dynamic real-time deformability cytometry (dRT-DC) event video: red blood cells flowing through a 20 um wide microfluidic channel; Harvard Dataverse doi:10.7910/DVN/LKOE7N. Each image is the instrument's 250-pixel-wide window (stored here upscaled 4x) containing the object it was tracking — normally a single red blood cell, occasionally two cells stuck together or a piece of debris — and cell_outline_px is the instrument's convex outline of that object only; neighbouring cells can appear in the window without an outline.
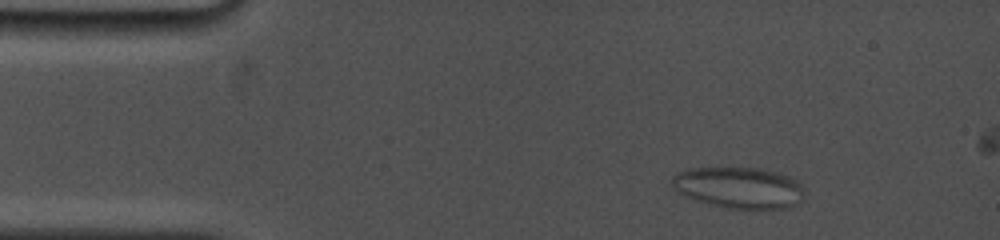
{"species": "common noctule bat (a hibernating species)", "species_latin": "Nyctalus noctula", "temperature_condition": "cold", "stored_images_in_passage": 8, "camera_frame_rate_fps": 5000, "um_per_image_px": 0.085, "animal": {"sex": "female", "body_mass_g": 19.0, "forearm_length_mm": 53.3}, "frame": {"image": 1, "passage_image": 3, "time_ms": 1.6, "image_size_px": [1000, 240], "cell_outline_px": [[804, 200], [788, 208], [724, 208], [708, 204], [696, 200], [672, 188], [672, 176], [688, 168], [760, 168], [776, 172], [788, 176], [796, 180], [804, 188]], "centroid_in_image_um": [62.84, 15.95], "position_along_channel_um": 22.2, "area_um2": 31.79}}
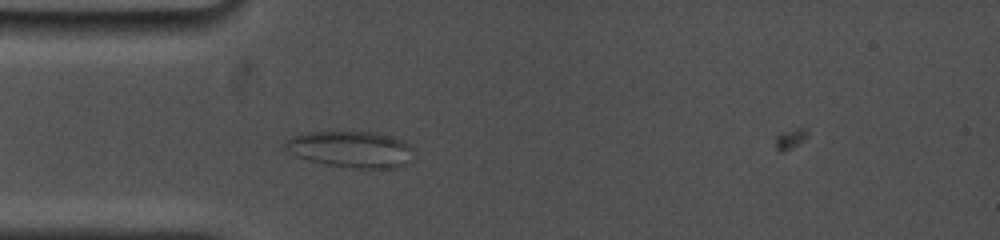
{"frame": {"image": 2, "passage_image": 7, "time_ms": 4.4, "image_size_px": [1000, 240], "cell_outline_px": [[412, 148], [408, 164], [396, 168], [352, 168], [328, 164], [308, 160], [296, 156], [284, 148], [284, 140], [292, 136], [304, 132], [376, 132], [404, 140]], "centroid_in_image_um": [29.8, 12.68], "position_along_channel_um": 55.2, "area_um2": 27.28}}